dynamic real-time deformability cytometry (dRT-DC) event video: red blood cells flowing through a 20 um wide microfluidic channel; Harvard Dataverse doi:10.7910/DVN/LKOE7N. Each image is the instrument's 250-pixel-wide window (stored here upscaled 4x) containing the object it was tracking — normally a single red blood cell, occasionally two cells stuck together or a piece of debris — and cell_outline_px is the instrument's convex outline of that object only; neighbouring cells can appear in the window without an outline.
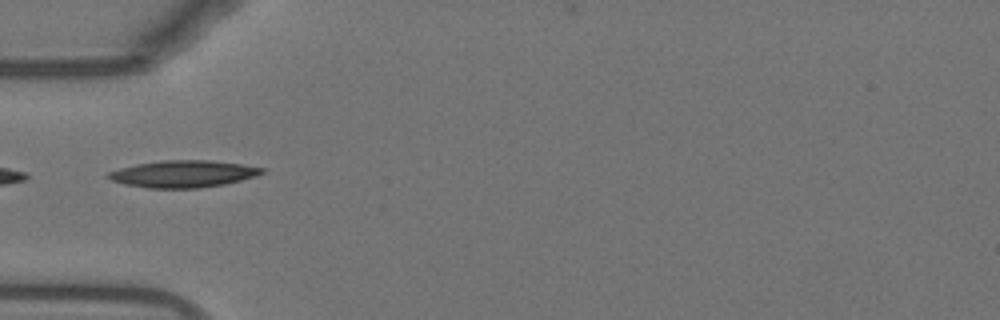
{"species": "Egyptian fruit bat (a non-hibernating species)", "species_latin": "Rousettus aegyptiacus", "temperature_condition": "warm", "stored_images_in_passage": 37, "camera_frame_rate_fps": 3000, "um_per_image_px": 0.085, "animal": {"sex": "female"}, "frame": {"image": 1, "passage_image": 1, "time_ms": 0.0, "image_size_px": [1000, 320], "cell_outline_px": [[264, 172], [256, 176], [224, 184], [200, 188], [148, 188], [124, 184], [112, 180], [104, 176], [108, 172], [120, 168], [136, 164], [160, 160], [208, 160], [240, 164], [264, 168]], "centroid_in_image_um": [15.53, 14.78], "position_along_channel_um": 69.5, "area_um2": 24.1}}
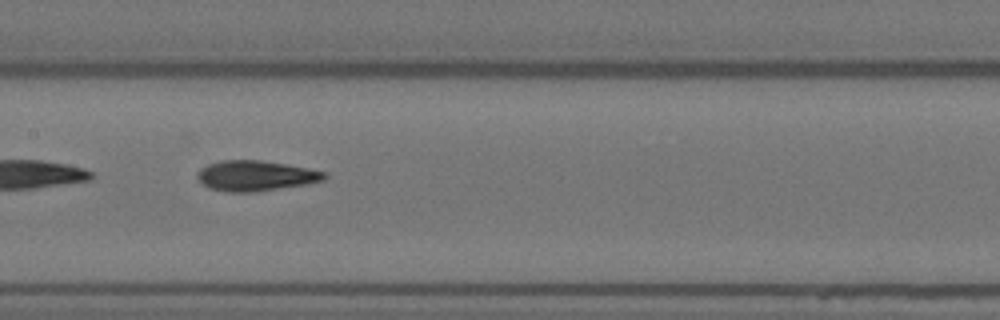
{"frame": {"image": 2, "passage_image": 10, "time_ms": 3.0, "image_size_px": [1000, 320], "cell_outline_px": [[328, 176], [324, 180], [308, 184], [256, 192], [228, 192], [208, 188], [196, 176], [196, 172], [200, 168], [208, 164], [224, 160], [260, 160], [308, 168], [324, 172]], "centroid_in_image_um": [21.72, 14.95], "position_along_channel_um": 185.7, "area_um2": 22.48}}
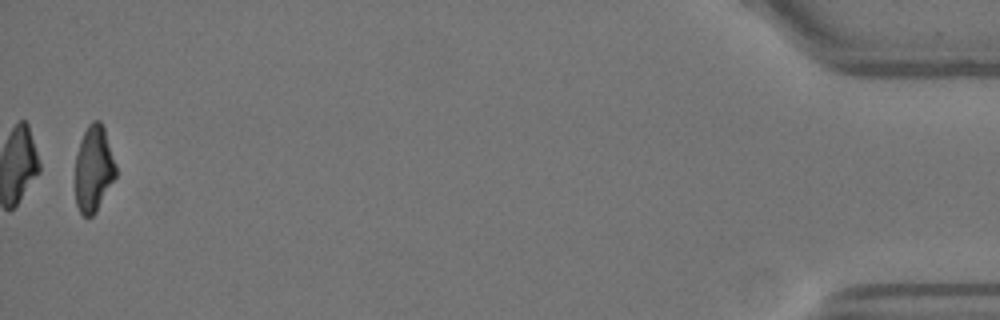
{"frame": {"image": 3, "passage_image": 36, "time_ms": 11.667, "image_size_px": [1000, 320], "cell_outline_px": [[116, 176], [96, 212], [92, 216], [84, 216], [80, 212], [76, 204], [76, 156], [80, 140], [88, 124], [92, 120], [100, 120], [104, 128], [116, 164]], "centroid_in_image_um": [7.96, 14.33], "position_along_channel_um": 427.2, "area_um2": 20.29}, "authors_computed_cell_mechanics": {"area_um2": 21.8484, "velocity_mm_per_s": 3.8376, "shape_relaxation_time_tau1_ms": 4.6214, "shape_relaxation_time_tau2_ms": 2.4116, "deformation_change_tau1": 0.199, "deformation_change_tau2": 0.1189}}